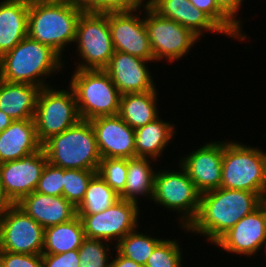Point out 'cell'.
<instances>
[{"mask_svg": "<svg viewBox=\"0 0 266 267\" xmlns=\"http://www.w3.org/2000/svg\"><path fill=\"white\" fill-rule=\"evenodd\" d=\"M263 197L255 192L218 188L201 194L196 218L186 228L187 232L204 235L215 243L241 218L263 203Z\"/></svg>", "mask_w": 266, "mask_h": 267, "instance_id": "cell-1", "label": "cell"}, {"mask_svg": "<svg viewBox=\"0 0 266 267\" xmlns=\"http://www.w3.org/2000/svg\"><path fill=\"white\" fill-rule=\"evenodd\" d=\"M82 12L67 0H29L28 36L62 58L64 47L75 42Z\"/></svg>", "mask_w": 266, "mask_h": 267, "instance_id": "cell-2", "label": "cell"}, {"mask_svg": "<svg viewBox=\"0 0 266 267\" xmlns=\"http://www.w3.org/2000/svg\"><path fill=\"white\" fill-rule=\"evenodd\" d=\"M61 61L62 58L49 46L27 35L0 57V79L10 83L47 87L46 77L63 68Z\"/></svg>", "mask_w": 266, "mask_h": 267, "instance_id": "cell-3", "label": "cell"}, {"mask_svg": "<svg viewBox=\"0 0 266 267\" xmlns=\"http://www.w3.org/2000/svg\"><path fill=\"white\" fill-rule=\"evenodd\" d=\"M42 147L48 162L63 169L97 171L102 159L94 129L87 120L51 136Z\"/></svg>", "mask_w": 266, "mask_h": 267, "instance_id": "cell-4", "label": "cell"}, {"mask_svg": "<svg viewBox=\"0 0 266 267\" xmlns=\"http://www.w3.org/2000/svg\"><path fill=\"white\" fill-rule=\"evenodd\" d=\"M221 188L266 197V153L239 142H224Z\"/></svg>", "mask_w": 266, "mask_h": 267, "instance_id": "cell-5", "label": "cell"}, {"mask_svg": "<svg viewBox=\"0 0 266 267\" xmlns=\"http://www.w3.org/2000/svg\"><path fill=\"white\" fill-rule=\"evenodd\" d=\"M81 120L119 113L121 93L105 70L75 69L70 81Z\"/></svg>", "mask_w": 266, "mask_h": 267, "instance_id": "cell-6", "label": "cell"}, {"mask_svg": "<svg viewBox=\"0 0 266 267\" xmlns=\"http://www.w3.org/2000/svg\"><path fill=\"white\" fill-rule=\"evenodd\" d=\"M75 44L83 59L78 70H104L114 54L108 13L82 12L77 27Z\"/></svg>", "mask_w": 266, "mask_h": 267, "instance_id": "cell-7", "label": "cell"}, {"mask_svg": "<svg viewBox=\"0 0 266 267\" xmlns=\"http://www.w3.org/2000/svg\"><path fill=\"white\" fill-rule=\"evenodd\" d=\"M50 87L41 88L33 118L37 138L41 144L81 120L73 89L69 87V91H57Z\"/></svg>", "mask_w": 266, "mask_h": 267, "instance_id": "cell-8", "label": "cell"}, {"mask_svg": "<svg viewBox=\"0 0 266 267\" xmlns=\"http://www.w3.org/2000/svg\"><path fill=\"white\" fill-rule=\"evenodd\" d=\"M179 168V172L156 171L152 200L167 209L180 212V226L186 229L197 216L201 193L185 169L181 165Z\"/></svg>", "mask_w": 266, "mask_h": 267, "instance_id": "cell-9", "label": "cell"}, {"mask_svg": "<svg viewBox=\"0 0 266 267\" xmlns=\"http://www.w3.org/2000/svg\"><path fill=\"white\" fill-rule=\"evenodd\" d=\"M145 11V27L154 61L169 60L173 62L187 55L194 43L199 40L191 30L180 23L164 18L155 12L148 4L142 9Z\"/></svg>", "mask_w": 266, "mask_h": 267, "instance_id": "cell-10", "label": "cell"}, {"mask_svg": "<svg viewBox=\"0 0 266 267\" xmlns=\"http://www.w3.org/2000/svg\"><path fill=\"white\" fill-rule=\"evenodd\" d=\"M139 203L125 199L117 200L111 207L95 214H77L81 219L85 237L104 242L117 240L137 229Z\"/></svg>", "mask_w": 266, "mask_h": 267, "instance_id": "cell-11", "label": "cell"}, {"mask_svg": "<svg viewBox=\"0 0 266 267\" xmlns=\"http://www.w3.org/2000/svg\"><path fill=\"white\" fill-rule=\"evenodd\" d=\"M44 228L17 204L0 221V251L42 254Z\"/></svg>", "mask_w": 266, "mask_h": 267, "instance_id": "cell-12", "label": "cell"}, {"mask_svg": "<svg viewBox=\"0 0 266 267\" xmlns=\"http://www.w3.org/2000/svg\"><path fill=\"white\" fill-rule=\"evenodd\" d=\"M48 162L41 147L38 151L0 164V181L6 195L14 203L36 190L42 171Z\"/></svg>", "mask_w": 266, "mask_h": 267, "instance_id": "cell-13", "label": "cell"}, {"mask_svg": "<svg viewBox=\"0 0 266 267\" xmlns=\"http://www.w3.org/2000/svg\"><path fill=\"white\" fill-rule=\"evenodd\" d=\"M136 11L108 13V25L114 51L127 53L153 62L145 17L140 18Z\"/></svg>", "mask_w": 266, "mask_h": 267, "instance_id": "cell-14", "label": "cell"}, {"mask_svg": "<svg viewBox=\"0 0 266 267\" xmlns=\"http://www.w3.org/2000/svg\"><path fill=\"white\" fill-rule=\"evenodd\" d=\"M226 252L252 256L266 245V205L241 218L215 243ZM266 247V246H265Z\"/></svg>", "mask_w": 266, "mask_h": 267, "instance_id": "cell-15", "label": "cell"}, {"mask_svg": "<svg viewBox=\"0 0 266 267\" xmlns=\"http://www.w3.org/2000/svg\"><path fill=\"white\" fill-rule=\"evenodd\" d=\"M101 158L129 159L136 157L135 129L117 114L90 120Z\"/></svg>", "mask_w": 266, "mask_h": 267, "instance_id": "cell-16", "label": "cell"}, {"mask_svg": "<svg viewBox=\"0 0 266 267\" xmlns=\"http://www.w3.org/2000/svg\"><path fill=\"white\" fill-rule=\"evenodd\" d=\"M216 142L203 145L179 163L201 194L221 187L224 143Z\"/></svg>", "mask_w": 266, "mask_h": 267, "instance_id": "cell-17", "label": "cell"}, {"mask_svg": "<svg viewBox=\"0 0 266 267\" xmlns=\"http://www.w3.org/2000/svg\"><path fill=\"white\" fill-rule=\"evenodd\" d=\"M147 62L148 60L114 51L104 70L121 94L153 91L156 86L146 66Z\"/></svg>", "mask_w": 266, "mask_h": 267, "instance_id": "cell-18", "label": "cell"}, {"mask_svg": "<svg viewBox=\"0 0 266 267\" xmlns=\"http://www.w3.org/2000/svg\"><path fill=\"white\" fill-rule=\"evenodd\" d=\"M17 205L44 229L66 223L77 216L76 207L63 196H50L32 192Z\"/></svg>", "mask_w": 266, "mask_h": 267, "instance_id": "cell-19", "label": "cell"}, {"mask_svg": "<svg viewBox=\"0 0 266 267\" xmlns=\"http://www.w3.org/2000/svg\"><path fill=\"white\" fill-rule=\"evenodd\" d=\"M148 5L160 16L174 20L200 37L203 31L225 32L189 0H148Z\"/></svg>", "mask_w": 266, "mask_h": 267, "instance_id": "cell-20", "label": "cell"}, {"mask_svg": "<svg viewBox=\"0 0 266 267\" xmlns=\"http://www.w3.org/2000/svg\"><path fill=\"white\" fill-rule=\"evenodd\" d=\"M41 147L34 119L15 120L0 132V164L21 159Z\"/></svg>", "mask_w": 266, "mask_h": 267, "instance_id": "cell-21", "label": "cell"}, {"mask_svg": "<svg viewBox=\"0 0 266 267\" xmlns=\"http://www.w3.org/2000/svg\"><path fill=\"white\" fill-rule=\"evenodd\" d=\"M29 0L0 2V57L28 35Z\"/></svg>", "mask_w": 266, "mask_h": 267, "instance_id": "cell-22", "label": "cell"}, {"mask_svg": "<svg viewBox=\"0 0 266 267\" xmlns=\"http://www.w3.org/2000/svg\"><path fill=\"white\" fill-rule=\"evenodd\" d=\"M40 90V87L31 84L0 79V110L13 121L33 119Z\"/></svg>", "mask_w": 266, "mask_h": 267, "instance_id": "cell-23", "label": "cell"}, {"mask_svg": "<svg viewBox=\"0 0 266 267\" xmlns=\"http://www.w3.org/2000/svg\"><path fill=\"white\" fill-rule=\"evenodd\" d=\"M157 90L121 95L118 115L132 129L145 126L159 117L156 106Z\"/></svg>", "mask_w": 266, "mask_h": 267, "instance_id": "cell-24", "label": "cell"}, {"mask_svg": "<svg viewBox=\"0 0 266 267\" xmlns=\"http://www.w3.org/2000/svg\"><path fill=\"white\" fill-rule=\"evenodd\" d=\"M174 133V126L159 117L135 129L136 157L156 160L166 149L169 140L173 139Z\"/></svg>", "mask_w": 266, "mask_h": 267, "instance_id": "cell-25", "label": "cell"}, {"mask_svg": "<svg viewBox=\"0 0 266 267\" xmlns=\"http://www.w3.org/2000/svg\"><path fill=\"white\" fill-rule=\"evenodd\" d=\"M85 238L81 219L76 216L66 223L45 228L42 254H62L79 249Z\"/></svg>", "mask_w": 266, "mask_h": 267, "instance_id": "cell-26", "label": "cell"}, {"mask_svg": "<svg viewBox=\"0 0 266 267\" xmlns=\"http://www.w3.org/2000/svg\"><path fill=\"white\" fill-rule=\"evenodd\" d=\"M150 162L152 161H149V158L142 157L127 159L126 185L119 195L120 199L139 203L138 197L144 195L152 200L156 172L153 171Z\"/></svg>", "mask_w": 266, "mask_h": 267, "instance_id": "cell-27", "label": "cell"}, {"mask_svg": "<svg viewBox=\"0 0 266 267\" xmlns=\"http://www.w3.org/2000/svg\"><path fill=\"white\" fill-rule=\"evenodd\" d=\"M119 199V195L96 173L88 183L82 202L76 207L77 214L102 212Z\"/></svg>", "mask_w": 266, "mask_h": 267, "instance_id": "cell-28", "label": "cell"}, {"mask_svg": "<svg viewBox=\"0 0 266 267\" xmlns=\"http://www.w3.org/2000/svg\"><path fill=\"white\" fill-rule=\"evenodd\" d=\"M163 239L153 238L138 231H131L122 238L116 245V251L136 263L145 266L147 259L154 248Z\"/></svg>", "mask_w": 266, "mask_h": 267, "instance_id": "cell-29", "label": "cell"}, {"mask_svg": "<svg viewBox=\"0 0 266 267\" xmlns=\"http://www.w3.org/2000/svg\"><path fill=\"white\" fill-rule=\"evenodd\" d=\"M96 173L94 170L63 169L62 196L77 207L85 196L88 183Z\"/></svg>", "mask_w": 266, "mask_h": 267, "instance_id": "cell-30", "label": "cell"}, {"mask_svg": "<svg viewBox=\"0 0 266 267\" xmlns=\"http://www.w3.org/2000/svg\"><path fill=\"white\" fill-rule=\"evenodd\" d=\"M108 243L101 239L85 238L78 249L79 267H110Z\"/></svg>", "mask_w": 266, "mask_h": 267, "instance_id": "cell-31", "label": "cell"}, {"mask_svg": "<svg viewBox=\"0 0 266 267\" xmlns=\"http://www.w3.org/2000/svg\"><path fill=\"white\" fill-rule=\"evenodd\" d=\"M97 173L102 179L120 195L126 185L128 173L127 159L102 158Z\"/></svg>", "mask_w": 266, "mask_h": 267, "instance_id": "cell-32", "label": "cell"}, {"mask_svg": "<svg viewBox=\"0 0 266 267\" xmlns=\"http://www.w3.org/2000/svg\"><path fill=\"white\" fill-rule=\"evenodd\" d=\"M178 241L162 240L153 250L145 267H182V251Z\"/></svg>", "mask_w": 266, "mask_h": 267, "instance_id": "cell-33", "label": "cell"}, {"mask_svg": "<svg viewBox=\"0 0 266 267\" xmlns=\"http://www.w3.org/2000/svg\"><path fill=\"white\" fill-rule=\"evenodd\" d=\"M196 8L206 13L229 37L246 40L240 30L217 6L215 0H189Z\"/></svg>", "mask_w": 266, "mask_h": 267, "instance_id": "cell-34", "label": "cell"}, {"mask_svg": "<svg viewBox=\"0 0 266 267\" xmlns=\"http://www.w3.org/2000/svg\"><path fill=\"white\" fill-rule=\"evenodd\" d=\"M35 191L50 196H62L63 168L47 162Z\"/></svg>", "mask_w": 266, "mask_h": 267, "instance_id": "cell-35", "label": "cell"}, {"mask_svg": "<svg viewBox=\"0 0 266 267\" xmlns=\"http://www.w3.org/2000/svg\"><path fill=\"white\" fill-rule=\"evenodd\" d=\"M0 267H43L42 254L0 251Z\"/></svg>", "mask_w": 266, "mask_h": 267, "instance_id": "cell-36", "label": "cell"}, {"mask_svg": "<svg viewBox=\"0 0 266 267\" xmlns=\"http://www.w3.org/2000/svg\"><path fill=\"white\" fill-rule=\"evenodd\" d=\"M43 267H79L78 249L62 254H42Z\"/></svg>", "mask_w": 266, "mask_h": 267, "instance_id": "cell-37", "label": "cell"}, {"mask_svg": "<svg viewBox=\"0 0 266 267\" xmlns=\"http://www.w3.org/2000/svg\"><path fill=\"white\" fill-rule=\"evenodd\" d=\"M145 0H99V13L110 12H129L140 10V6L144 7ZM143 3V4H142Z\"/></svg>", "mask_w": 266, "mask_h": 267, "instance_id": "cell-38", "label": "cell"}, {"mask_svg": "<svg viewBox=\"0 0 266 267\" xmlns=\"http://www.w3.org/2000/svg\"><path fill=\"white\" fill-rule=\"evenodd\" d=\"M243 0H215L218 8L241 30V21L235 15L240 9Z\"/></svg>", "mask_w": 266, "mask_h": 267, "instance_id": "cell-39", "label": "cell"}, {"mask_svg": "<svg viewBox=\"0 0 266 267\" xmlns=\"http://www.w3.org/2000/svg\"><path fill=\"white\" fill-rule=\"evenodd\" d=\"M83 12L99 13V0H67Z\"/></svg>", "mask_w": 266, "mask_h": 267, "instance_id": "cell-40", "label": "cell"}, {"mask_svg": "<svg viewBox=\"0 0 266 267\" xmlns=\"http://www.w3.org/2000/svg\"><path fill=\"white\" fill-rule=\"evenodd\" d=\"M14 203L6 195L4 188L0 181V221Z\"/></svg>", "mask_w": 266, "mask_h": 267, "instance_id": "cell-41", "label": "cell"}, {"mask_svg": "<svg viewBox=\"0 0 266 267\" xmlns=\"http://www.w3.org/2000/svg\"><path fill=\"white\" fill-rule=\"evenodd\" d=\"M116 255L115 259L113 258V260L110 261V267H142V265L120 255L118 252Z\"/></svg>", "mask_w": 266, "mask_h": 267, "instance_id": "cell-42", "label": "cell"}, {"mask_svg": "<svg viewBox=\"0 0 266 267\" xmlns=\"http://www.w3.org/2000/svg\"><path fill=\"white\" fill-rule=\"evenodd\" d=\"M12 122L13 120L2 110H0V132L5 130Z\"/></svg>", "mask_w": 266, "mask_h": 267, "instance_id": "cell-43", "label": "cell"}, {"mask_svg": "<svg viewBox=\"0 0 266 267\" xmlns=\"http://www.w3.org/2000/svg\"><path fill=\"white\" fill-rule=\"evenodd\" d=\"M264 204L266 205V197L263 199Z\"/></svg>", "mask_w": 266, "mask_h": 267, "instance_id": "cell-44", "label": "cell"}]
</instances>
